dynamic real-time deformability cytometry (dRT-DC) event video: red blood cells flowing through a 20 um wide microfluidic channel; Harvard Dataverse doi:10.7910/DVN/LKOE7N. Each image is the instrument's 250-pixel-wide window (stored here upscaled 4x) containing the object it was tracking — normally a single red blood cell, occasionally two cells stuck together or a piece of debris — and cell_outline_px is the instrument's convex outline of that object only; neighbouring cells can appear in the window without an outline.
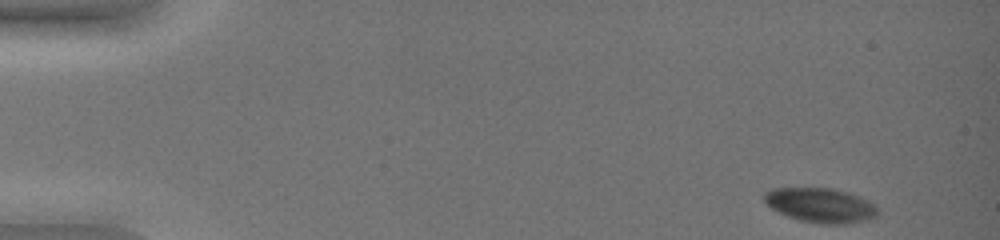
{"species": "common noctule bat (a hibernating species)", "species_latin": "Nyctalus noctula", "temperature_condition": "warm", "stored_images_in_passage": 49, "camera_frame_rate_fps": 3000, "um_per_image_px": 0.085, "animal": {"sex": "female", "body_mass_g": 19.0, "forearm_length_mm": 51.5}, "frame": {"image": 1, "passage_image": 1, "time_ms": 0.0, "image_size_px": [1000, 240], "cell_outline_px": [[876, 216], [864, 220], [844, 224], [820, 224], [800, 220], [788, 216], [772, 208], [764, 200], [764, 192], [772, 188], [832, 188], [848, 192], [868, 200], [876, 208]], "centroid_in_image_um": [69.72, 17.44], "position_along_channel_um": 15.3, "area_um2": 22.54}}
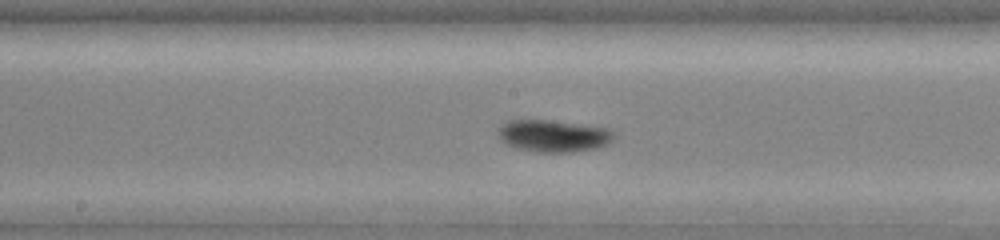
{"frame": {"image": 2, "passage_image": 27, "time_ms": 8.667, "image_size_px": [1000, 240], "cell_outline_px": [[616, 136], [608, 144], [596, 148], [572, 152], [536, 152], [516, 148], [500, 140], [496, 132], [508, 120], [552, 120], [612, 128], [616, 132]], "centroid_in_image_um": [47.1, 11.54], "position_along_channel_um": 201.1, "area_um2": 21.96}}
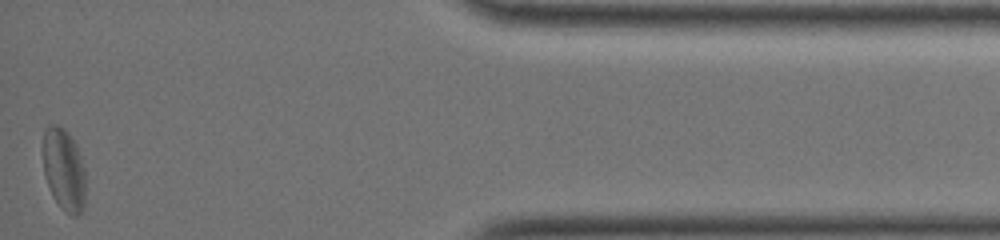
{"frame": {"image": 3, "passage_image": 49, "time_ms": 16.0, "image_size_px": [1000, 240], "cell_outline_px": [[84, 204], [80, 212], [76, 216], [72, 216], [64, 212], [60, 208], [52, 196], [44, 176], [44, 128], [48, 124], [56, 124], [64, 128], [68, 132], [76, 144], [84, 168]], "centroid_in_image_um": [5.42, 14.42], "position_along_channel_um": 429.8, "area_um2": 20.46}, "authors_computed_cell_mechanics": {"area_um2": 22.4264, "velocity_mm_per_s": 3.7192, "shape_relaxation_time_tau1_ms": 1.479, "shape_relaxation_time_tau2_ms": 4.6175, "deformation_change_tau1": 0.0736, "deformation_change_tau2": 0.0756}}